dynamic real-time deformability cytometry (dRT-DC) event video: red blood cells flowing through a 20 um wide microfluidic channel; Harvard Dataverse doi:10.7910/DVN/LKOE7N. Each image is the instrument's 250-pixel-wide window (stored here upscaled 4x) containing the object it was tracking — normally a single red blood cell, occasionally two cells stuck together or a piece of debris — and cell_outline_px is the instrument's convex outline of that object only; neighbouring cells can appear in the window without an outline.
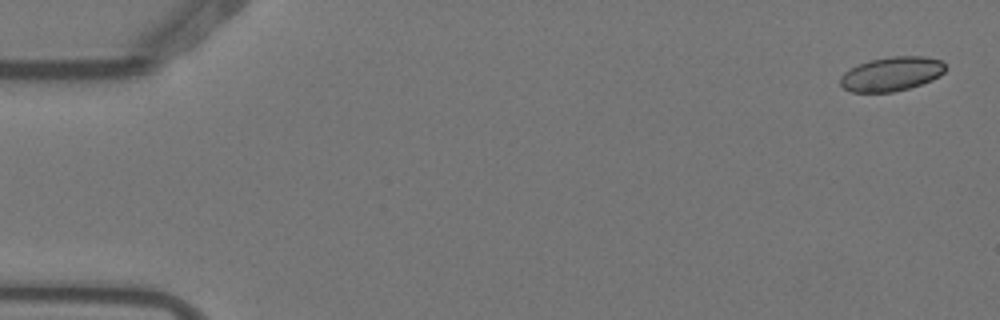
{"species": "Egyptian fruit bat (a non-hibernating species)", "species_latin": "Rousettus aegyptiacus", "temperature_condition": "warm", "stored_images_in_passage": 5, "camera_frame_rate_fps": 3000, "um_per_image_px": 0.085, "animal": {"sex": "female"}, "frame": {"image": 1, "passage_image": 1, "time_ms": 0.0, "image_size_px": [1000, 320], "cell_outline_px": [[948, 68], [940, 76], [932, 80], [908, 88], [892, 92], [852, 92], [844, 88], [840, 84], [840, 76], [844, 72], [868, 60], [892, 56], [924, 56], [940, 60]], "centroid_in_image_um": [75.79, 6.28], "position_along_channel_um": 9.2, "area_um2": 20.92}}
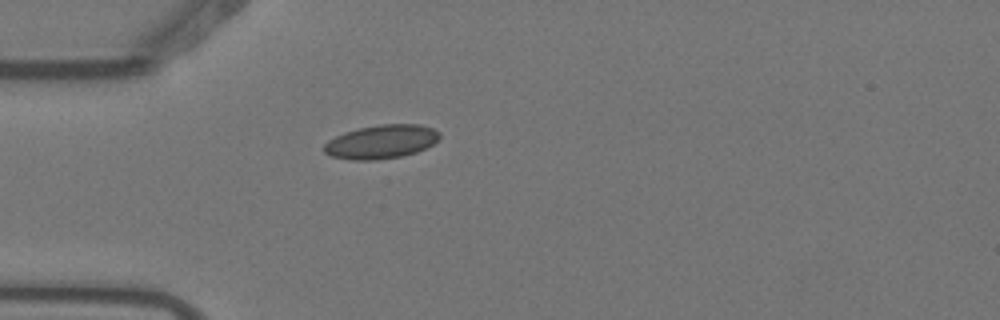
{"frame": {"image": 2, "passage_image": 5, "time_ms": 1.333, "image_size_px": [1000, 320], "cell_outline_px": [[440, 136], [432, 144], [416, 152], [400, 156], [372, 160], [352, 160], [332, 156], [324, 152], [324, 144], [328, 140], [344, 132], [360, 128], [380, 124], [420, 124], [432, 128], [440, 132]], "centroid_in_image_um": [32.4, 12.04], "position_along_channel_um": 52.6, "area_um2": 22.48}}